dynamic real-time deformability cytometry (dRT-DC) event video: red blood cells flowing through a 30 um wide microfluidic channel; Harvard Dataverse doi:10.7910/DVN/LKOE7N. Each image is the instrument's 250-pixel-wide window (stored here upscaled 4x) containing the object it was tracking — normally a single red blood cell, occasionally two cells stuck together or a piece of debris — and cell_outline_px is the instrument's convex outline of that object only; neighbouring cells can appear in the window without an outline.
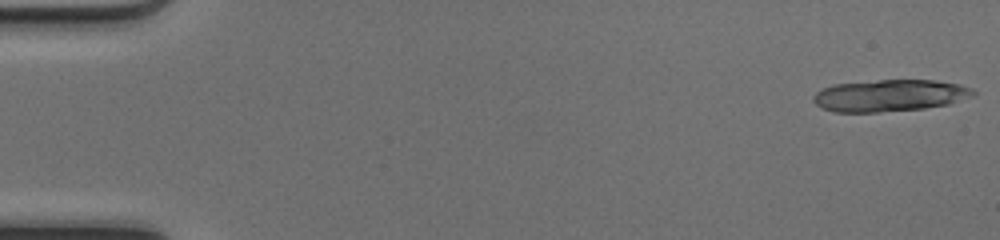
{"species": "common noctule bat (a hibernating species)", "species_latin": "Nyctalus noctula", "temperature_condition": "cold", "stored_images_in_passage": 17, "camera_frame_rate_fps": 3000, "um_per_image_px": 0.085, "animal": {"sex": "female", "body_mass_g": 17.0, "forearm_length_mm": 48.0}, "frame": {"image": 1, "passage_image": 1, "time_ms": 0.0, "image_size_px": [1000, 240], "cell_outline_px": [[976, 96], [948, 104], [924, 108], [876, 112], [836, 112], [820, 108], [812, 100], [812, 96], [816, 92], [832, 84], [880, 80], [932, 80], [960, 84], [972, 88], [976, 92]], "centroid_in_image_um": [75.63, 8.12], "position_along_channel_um": 9.4, "area_um2": 29.82}}